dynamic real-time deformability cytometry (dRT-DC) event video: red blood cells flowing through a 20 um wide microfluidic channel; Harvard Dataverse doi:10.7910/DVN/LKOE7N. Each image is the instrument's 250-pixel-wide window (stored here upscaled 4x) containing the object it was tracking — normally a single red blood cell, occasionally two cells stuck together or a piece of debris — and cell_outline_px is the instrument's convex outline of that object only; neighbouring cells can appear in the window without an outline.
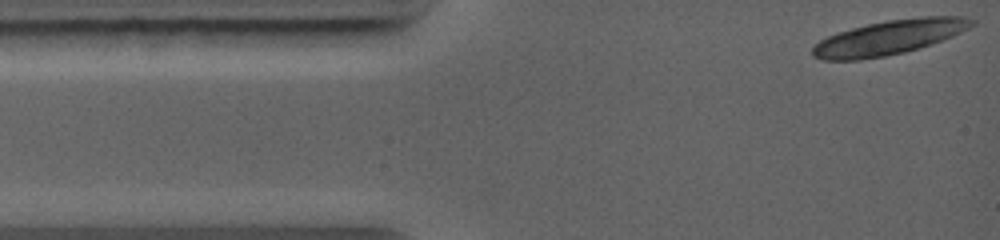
{"species": "common noctule bat (a hibernating species)", "species_latin": "Nyctalus noctula", "temperature_condition": "warm", "stored_images_in_passage": 2, "camera_frame_rate_fps": 5000, "um_per_image_px": 0.085, "animal": {"sex": "female", "body_mass_g": 19.0, "forearm_length_mm": 56.7}, "frame": {"image": 1, "passage_image": 1, "time_ms": 0.0, "image_size_px": [1000, 240], "cell_outline_px": [[976, 24], [944, 40], [920, 48], [904, 52], [884, 56], [860, 60], [820, 60], [812, 56], [812, 48], [820, 40], [836, 32], [868, 24], [888, 20], [920, 16], [964, 16], [976, 20]], "centroid_in_image_um": [75.59, 3.18], "position_along_channel_um": 9.4, "area_um2": 32.19}}